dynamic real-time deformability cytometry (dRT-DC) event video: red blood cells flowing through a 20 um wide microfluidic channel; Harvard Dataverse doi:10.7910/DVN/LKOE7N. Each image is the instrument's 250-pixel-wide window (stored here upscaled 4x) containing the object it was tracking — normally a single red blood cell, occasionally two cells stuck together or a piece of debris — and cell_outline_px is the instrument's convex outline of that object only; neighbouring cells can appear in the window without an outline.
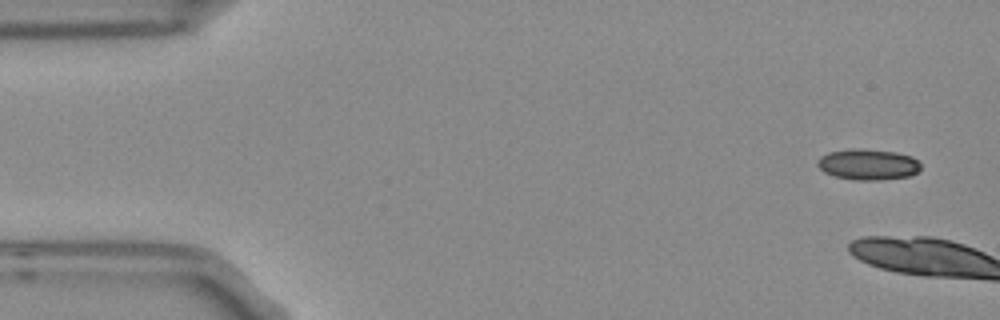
{"species": "Egyptian fruit bat (a non-hibernating species)", "species_latin": "Rousettus aegyptiacus", "temperature_condition": "room temperature", "stored_images_in_passage": 6, "camera_frame_rate_fps": 3000, "um_per_image_px": 0.085, "frame": {"image": 1, "passage_image": 1, "time_ms": 0.0, "image_size_px": [1000, 320], "cell_outline_px": [[920, 168], [916, 172], [908, 176], [880, 180], [852, 180], [832, 176], [824, 172], [816, 164], [816, 160], [820, 156], [828, 152], [848, 148], [860, 148], [896, 152], [912, 156], [920, 164]], "centroid_in_image_um": [73.72, 13.97], "position_along_channel_um": 11.3, "area_um2": 18.84}}